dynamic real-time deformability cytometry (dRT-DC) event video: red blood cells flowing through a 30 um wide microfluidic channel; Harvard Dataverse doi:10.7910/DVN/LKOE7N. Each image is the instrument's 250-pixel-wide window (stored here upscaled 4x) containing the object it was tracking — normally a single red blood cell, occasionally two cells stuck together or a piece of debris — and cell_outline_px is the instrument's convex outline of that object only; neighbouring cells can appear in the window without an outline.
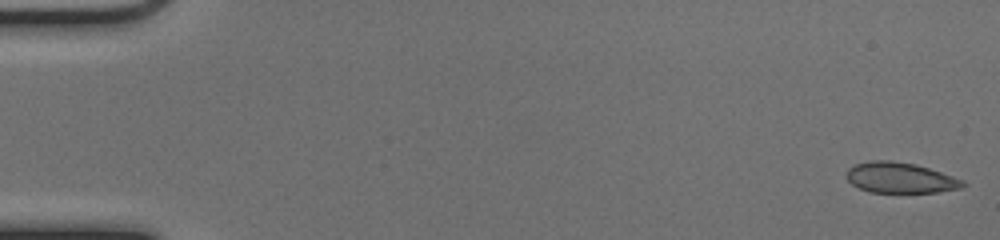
{"species": "common noctule bat (a hibernating species)", "species_latin": "Nyctalus noctula", "temperature_condition": "cold", "stored_images_in_passage": 51, "camera_frame_rate_fps": 3000, "um_per_image_px": 0.085, "animal": {"sex": "female", "body_mass_g": 17.0, "forearm_length_mm": 48.0}, "frame": {"image": 1, "passage_image": 1, "time_ms": 0.0, "image_size_px": [1000, 240], "cell_outline_px": [[968, 184], [964, 188], [936, 192], [868, 192], [852, 184], [848, 180], [848, 168], [856, 164], [868, 160], [892, 160], [916, 164], [964, 180]], "centroid_in_image_um": [76.55, 15.11], "position_along_channel_um": 8.4, "area_um2": 20.75}}
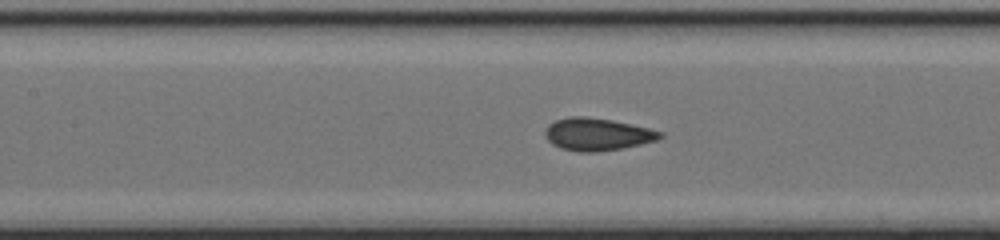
{"frame": {"image": 2, "passage_image": 24, "time_ms": 7.667, "image_size_px": [1000, 240], "cell_outline_px": [[664, 136], [656, 140], [640, 144], [620, 148], [596, 152], [580, 152], [560, 148], [552, 144], [548, 140], [544, 132], [548, 124], [556, 120], [572, 116], [584, 116], [612, 120], [648, 128], [664, 132]], "centroid_in_image_um": [50.75, 11.41], "position_along_channel_um": 156.6, "area_um2": 21.62}}
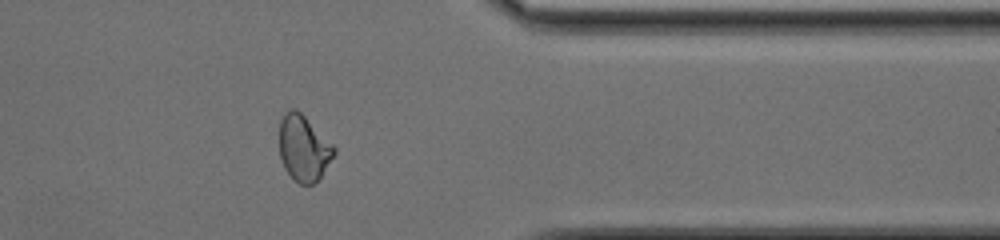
{"frame": {"image": 3, "passage_image": 42, "time_ms": 13.667, "image_size_px": [1000, 240], "cell_outline_px": [[336, 152], [320, 176], [312, 184], [300, 184], [292, 180], [284, 168], [280, 156], [280, 120], [284, 112], [292, 108], [296, 108], [336, 148]], "centroid_in_image_um": [25.78, 12.59], "position_along_channel_um": 385.6, "area_um2": 20.75}, "authors_computed_cell_mechanics": {"area_um2": 21.2704, "velocity_mm_per_s": 4.0279, "shape_relaxation_time_tau1_ms": 5.8627, "shape_relaxation_time_tau2_ms": 1.0245, "deformation_change_tau1": 0.1453, "deformation_change_tau2": 0.0654}}